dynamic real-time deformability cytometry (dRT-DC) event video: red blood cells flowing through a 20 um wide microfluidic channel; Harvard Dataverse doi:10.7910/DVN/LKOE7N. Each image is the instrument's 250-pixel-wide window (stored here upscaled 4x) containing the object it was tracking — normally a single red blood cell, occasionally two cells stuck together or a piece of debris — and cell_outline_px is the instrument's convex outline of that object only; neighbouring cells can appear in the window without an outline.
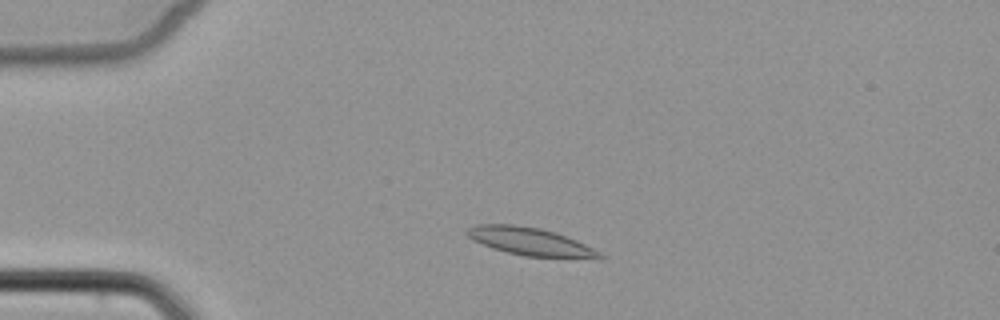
{"species": "common noctule bat (a hibernating species)", "species_latin": "Nyctalus noctula", "temperature_condition": "cold", "stored_images_in_passage": 3, "camera_frame_rate_fps": 3000, "um_per_image_px": 0.085, "animal": {"sex": "female", "body_mass_g": 22.7, "forearm_length_mm": 54.2}, "frame": {"image": 1, "passage_image": 2, "time_ms": 1.0, "image_size_px": [1000, 320], "cell_outline_px": [[608, 256], [604, 260], [600, 260], [524, 256], [492, 248], [472, 240], [464, 232], [468, 228], [476, 224], [512, 224], [540, 228], [556, 232], [576, 240]], "centroid_in_image_um": [45.17, 20.56], "position_along_channel_um": 39.8, "area_um2": 22.08}}